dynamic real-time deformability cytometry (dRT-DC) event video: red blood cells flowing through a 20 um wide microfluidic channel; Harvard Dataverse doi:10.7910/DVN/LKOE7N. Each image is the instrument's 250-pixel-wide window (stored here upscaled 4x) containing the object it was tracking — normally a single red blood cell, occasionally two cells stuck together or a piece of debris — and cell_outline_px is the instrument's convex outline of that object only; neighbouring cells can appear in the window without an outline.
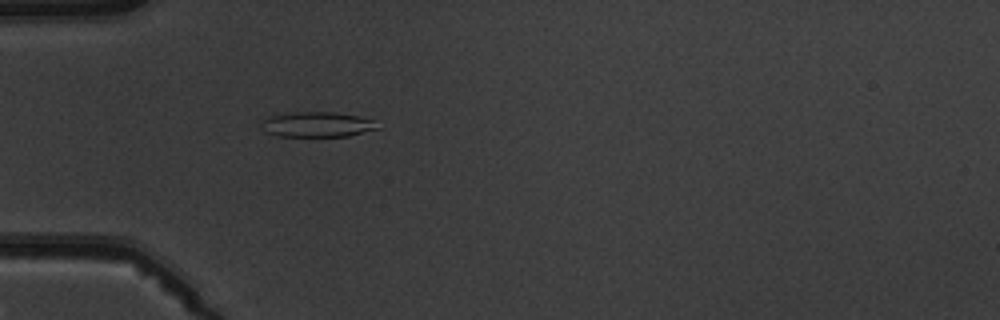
{"species": "common noctule bat (a hibernating species)", "species_latin": "Nyctalus noctula", "temperature_condition": "warm", "stored_images_in_passage": 1, "camera_frame_rate_fps": 3000, "um_per_image_px": 0.085, "animal": {"sex": "male", "body_mass_g": 19.5, "forearm_length_mm": 54.6}, "frame": {"image": 1, "passage_image": 1, "time_ms": 0.0, "image_size_px": [1000, 320], "cell_outline_px": [[380, 128], [348, 136], [280, 136], [264, 132], [260, 124], [264, 120], [272, 116], [296, 112], [332, 112], [360, 116], [372, 120]], "centroid_in_image_um": [26.96, 10.58], "position_along_channel_um": 58.0, "area_um2": 16.82}}